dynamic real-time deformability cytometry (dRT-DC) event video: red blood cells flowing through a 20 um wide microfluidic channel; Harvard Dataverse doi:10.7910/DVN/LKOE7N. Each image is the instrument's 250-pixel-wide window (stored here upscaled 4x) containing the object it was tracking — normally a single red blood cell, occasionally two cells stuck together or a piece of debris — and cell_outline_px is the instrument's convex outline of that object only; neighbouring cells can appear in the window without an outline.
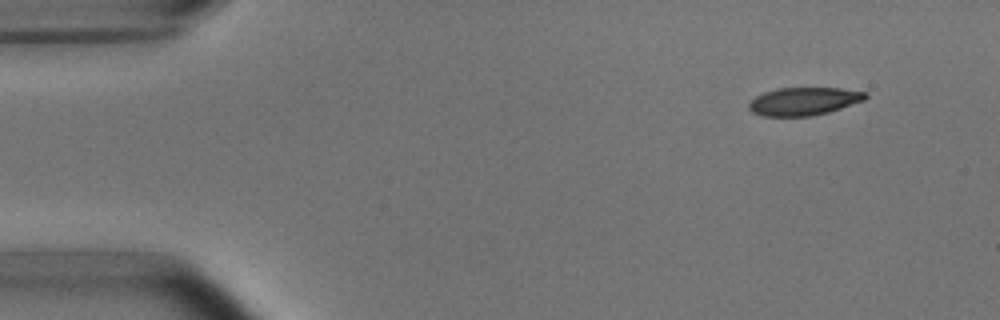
{"species": "common noctule bat (a hibernating species)", "species_latin": "Nyctalus noctula", "temperature_condition": "room temperature", "stored_images_in_passage": 5, "camera_frame_rate_fps": 3000, "um_per_image_px": 0.085, "animal": {"sex": "male", "body_mass_g": 15.6}, "frame": {"image": 1, "passage_image": 1, "time_ms": 0.0, "image_size_px": [1000, 320], "cell_outline_px": [[868, 96], [864, 100], [828, 112], [812, 116], [764, 116], [752, 112], [748, 108], [748, 104], [756, 96], [764, 92], [776, 88], [840, 88], [868, 92]], "centroid_in_image_um": [68.32, 8.6], "position_along_channel_um": 16.7, "area_um2": 18.96}}
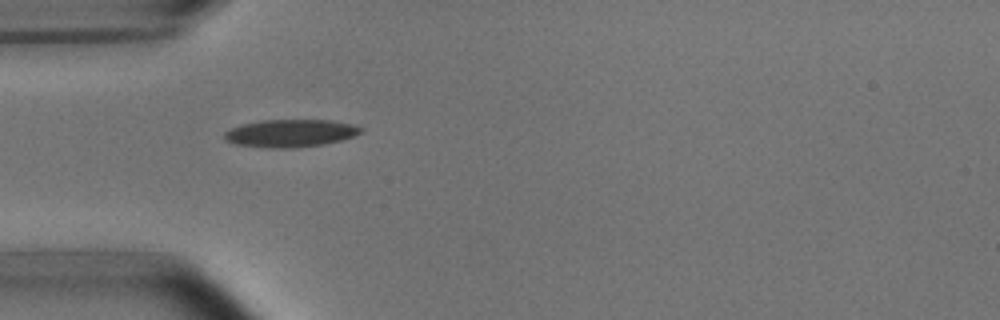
{"frame": {"image": 2, "passage_image": 4, "time_ms": 3.667, "image_size_px": [1000, 320], "cell_outline_px": [[364, 128], [360, 132], [352, 136], [340, 140], [324, 144], [296, 148], [268, 148], [236, 144], [228, 140], [224, 136], [224, 132], [240, 124], [260, 120], [332, 120], [352, 124]], "centroid_in_image_um": [24.68, 11.32], "position_along_channel_um": 60.3, "area_um2": 21.91}}